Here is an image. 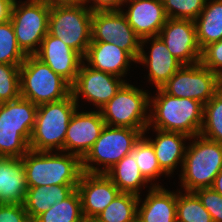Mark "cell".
<instances>
[{"mask_svg":"<svg viewBox=\"0 0 222 222\" xmlns=\"http://www.w3.org/2000/svg\"><path fill=\"white\" fill-rule=\"evenodd\" d=\"M149 123L144 131L157 129L165 132H180L194 137L200 134L203 124L204 104L200 101L174 97L157 88V95L150 97Z\"/></svg>","mask_w":222,"mask_h":222,"instance_id":"1","label":"cell"},{"mask_svg":"<svg viewBox=\"0 0 222 222\" xmlns=\"http://www.w3.org/2000/svg\"><path fill=\"white\" fill-rule=\"evenodd\" d=\"M55 153V154H54ZM29 150L21 159L28 187L78 185L82 160L71 153Z\"/></svg>","mask_w":222,"mask_h":222,"instance_id":"2","label":"cell"},{"mask_svg":"<svg viewBox=\"0 0 222 222\" xmlns=\"http://www.w3.org/2000/svg\"><path fill=\"white\" fill-rule=\"evenodd\" d=\"M38 106L22 97L0 108V157L22 158L29 150Z\"/></svg>","mask_w":222,"mask_h":222,"instance_id":"3","label":"cell"},{"mask_svg":"<svg viewBox=\"0 0 222 222\" xmlns=\"http://www.w3.org/2000/svg\"><path fill=\"white\" fill-rule=\"evenodd\" d=\"M78 107L72 93L62 100L39 105L29 148L34 151H54L55 148L64 153L68 124Z\"/></svg>","mask_w":222,"mask_h":222,"instance_id":"4","label":"cell"},{"mask_svg":"<svg viewBox=\"0 0 222 222\" xmlns=\"http://www.w3.org/2000/svg\"><path fill=\"white\" fill-rule=\"evenodd\" d=\"M192 138L194 141L186 148L179 175L180 186L186 192L211 187L216 175L222 170V145L201 135Z\"/></svg>","mask_w":222,"mask_h":222,"instance_id":"5","label":"cell"},{"mask_svg":"<svg viewBox=\"0 0 222 222\" xmlns=\"http://www.w3.org/2000/svg\"><path fill=\"white\" fill-rule=\"evenodd\" d=\"M71 94V84L35 55L20 65V95L36 106L62 100Z\"/></svg>","mask_w":222,"mask_h":222,"instance_id":"6","label":"cell"},{"mask_svg":"<svg viewBox=\"0 0 222 222\" xmlns=\"http://www.w3.org/2000/svg\"><path fill=\"white\" fill-rule=\"evenodd\" d=\"M145 130L105 125L99 138L81 159L82 170L87 173H106L133 150ZM92 163L101 164L103 168L99 169Z\"/></svg>","mask_w":222,"mask_h":222,"instance_id":"7","label":"cell"},{"mask_svg":"<svg viewBox=\"0 0 222 222\" xmlns=\"http://www.w3.org/2000/svg\"><path fill=\"white\" fill-rule=\"evenodd\" d=\"M149 95L150 93L125 82L116 95L100 109L105 125L147 129L149 114L146 112L150 107Z\"/></svg>","mask_w":222,"mask_h":222,"instance_id":"8","label":"cell"},{"mask_svg":"<svg viewBox=\"0 0 222 222\" xmlns=\"http://www.w3.org/2000/svg\"><path fill=\"white\" fill-rule=\"evenodd\" d=\"M92 13L84 4L50 8L48 33L84 58L91 43Z\"/></svg>","mask_w":222,"mask_h":222,"instance_id":"9","label":"cell"},{"mask_svg":"<svg viewBox=\"0 0 222 222\" xmlns=\"http://www.w3.org/2000/svg\"><path fill=\"white\" fill-rule=\"evenodd\" d=\"M17 2L14 1L10 18L16 40L26 55H34L48 33L50 8L36 0Z\"/></svg>","mask_w":222,"mask_h":222,"instance_id":"10","label":"cell"},{"mask_svg":"<svg viewBox=\"0 0 222 222\" xmlns=\"http://www.w3.org/2000/svg\"><path fill=\"white\" fill-rule=\"evenodd\" d=\"M160 88L171 96L206 104L221 89V77L199 62L183 65Z\"/></svg>","mask_w":222,"mask_h":222,"instance_id":"11","label":"cell"},{"mask_svg":"<svg viewBox=\"0 0 222 222\" xmlns=\"http://www.w3.org/2000/svg\"><path fill=\"white\" fill-rule=\"evenodd\" d=\"M91 42H111L125 50L137 62L141 39L129 25L122 10L92 13Z\"/></svg>","mask_w":222,"mask_h":222,"instance_id":"12","label":"cell"},{"mask_svg":"<svg viewBox=\"0 0 222 222\" xmlns=\"http://www.w3.org/2000/svg\"><path fill=\"white\" fill-rule=\"evenodd\" d=\"M125 83L123 78L110 73L95 70L85 61L82 62L75 82L71 85V93L78 104L80 96L85 100L93 102L99 110L109 102Z\"/></svg>","mask_w":222,"mask_h":222,"instance_id":"13","label":"cell"},{"mask_svg":"<svg viewBox=\"0 0 222 222\" xmlns=\"http://www.w3.org/2000/svg\"><path fill=\"white\" fill-rule=\"evenodd\" d=\"M158 36L183 65H193L201 61L202 49L197 41L193 20L168 18Z\"/></svg>","mask_w":222,"mask_h":222,"instance_id":"14","label":"cell"},{"mask_svg":"<svg viewBox=\"0 0 222 222\" xmlns=\"http://www.w3.org/2000/svg\"><path fill=\"white\" fill-rule=\"evenodd\" d=\"M77 190L81 197L82 214L86 222L93 221L120 193L105 173L81 174Z\"/></svg>","mask_w":222,"mask_h":222,"instance_id":"15","label":"cell"},{"mask_svg":"<svg viewBox=\"0 0 222 222\" xmlns=\"http://www.w3.org/2000/svg\"><path fill=\"white\" fill-rule=\"evenodd\" d=\"M74 112L66 131L64 142V153L75 154L81 159L91 149L95 141L99 138L105 121L100 110Z\"/></svg>","mask_w":222,"mask_h":222,"instance_id":"16","label":"cell"},{"mask_svg":"<svg viewBox=\"0 0 222 222\" xmlns=\"http://www.w3.org/2000/svg\"><path fill=\"white\" fill-rule=\"evenodd\" d=\"M34 55L71 85L75 82L80 66L84 61L78 52L49 33L46 34L39 50Z\"/></svg>","mask_w":222,"mask_h":222,"instance_id":"17","label":"cell"},{"mask_svg":"<svg viewBox=\"0 0 222 222\" xmlns=\"http://www.w3.org/2000/svg\"><path fill=\"white\" fill-rule=\"evenodd\" d=\"M125 3L130 7L126 12L122 9V13L141 40L159 35L168 19L162 0H125Z\"/></svg>","mask_w":222,"mask_h":222,"instance_id":"18","label":"cell"},{"mask_svg":"<svg viewBox=\"0 0 222 222\" xmlns=\"http://www.w3.org/2000/svg\"><path fill=\"white\" fill-rule=\"evenodd\" d=\"M152 39V40H151ZM151 40L149 55L145 54L144 44ZM136 63L147 65L149 69L148 79L156 89L164 85L182 66L168 50L166 44L159 36L144 38L141 40V51Z\"/></svg>","mask_w":222,"mask_h":222,"instance_id":"19","label":"cell"},{"mask_svg":"<svg viewBox=\"0 0 222 222\" xmlns=\"http://www.w3.org/2000/svg\"><path fill=\"white\" fill-rule=\"evenodd\" d=\"M137 206V222H177L176 202L177 193L163 188L159 184H152L144 202Z\"/></svg>","mask_w":222,"mask_h":222,"instance_id":"20","label":"cell"},{"mask_svg":"<svg viewBox=\"0 0 222 222\" xmlns=\"http://www.w3.org/2000/svg\"><path fill=\"white\" fill-rule=\"evenodd\" d=\"M83 60L91 68L118 77H124L130 62L135 60L123 49L111 42H91Z\"/></svg>","mask_w":222,"mask_h":222,"instance_id":"21","label":"cell"},{"mask_svg":"<svg viewBox=\"0 0 222 222\" xmlns=\"http://www.w3.org/2000/svg\"><path fill=\"white\" fill-rule=\"evenodd\" d=\"M27 190L22 159L0 157V202L24 204Z\"/></svg>","mask_w":222,"mask_h":222,"instance_id":"22","label":"cell"},{"mask_svg":"<svg viewBox=\"0 0 222 222\" xmlns=\"http://www.w3.org/2000/svg\"><path fill=\"white\" fill-rule=\"evenodd\" d=\"M154 131L157 133L155 139L145 138L152 144L160 168L170 176L179 162L182 169L187 148L184 142L186 139L190 141V137L180 132Z\"/></svg>","mask_w":222,"mask_h":222,"instance_id":"23","label":"cell"},{"mask_svg":"<svg viewBox=\"0 0 222 222\" xmlns=\"http://www.w3.org/2000/svg\"><path fill=\"white\" fill-rule=\"evenodd\" d=\"M76 189L77 185L28 187L23 205L31 222L46 212L55 202H61L69 197Z\"/></svg>","mask_w":222,"mask_h":222,"instance_id":"24","label":"cell"},{"mask_svg":"<svg viewBox=\"0 0 222 222\" xmlns=\"http://www.w3.org/2000/svg\"><path fill=\"white\" fill-rule=\"evenodd\" d=\"M194 22L201 49L222 40V0H206L205 7Z\"/></svg>","mask_w":222,"mask_h":222,"instance_id":"25","label":"cell"},{"mask_svg":"<svg viewBox=\"0 0 222 222\" xmlns=\"http://www.w3.org/2000/svg\"><path fill=\"white\" fill-rule=\"evenodd\" d=\"M118 187L120 192L140 196L141 187L148 184L143 177L137 162L130 154L124 156L118 163L105 173Z\"/></svg>","mask_w":222,"mask_h":222,"instance_id":"26","label":"cell"},{"mask_svg":"<svg viewBox=\"0 0 222 222\" xmlns=\"http://www.w3.org/2000/svg\"><path fill=\"white\" fill-rule=\"evenodd\" d=\"M138 201V195L120 192L94 221L137 222Z\"/></svg>","mask_w":222,"mask_h":222,"instance_id":"27","label":"cell"},{"mask_svg":"<svg viewBox=\"0 0 222 222\" xmlns=\"http://www.w3.org/2000/svg\"><path fill=\"white\" fill-rule=\"evenodd\" d=\"M33 222H86L82 214L81 197L76 189L61 202H55Z\"/></svg>","mask_w":222,"mask_h":222,"instance_id":"28","label":"cell"},{"mask_svg":"<svg viewBox=\"0 0 222 222\" xmlns=\"http://www.w3.org/2000/svg\"><path fill=\"white\" fill-rule=\"evenodd\" d=\"M137 162L143 177L148 181L159 178L167 174L160 168L152 144L145 138V132L135 143L133 150L129 153Z\"/></svg>","mask_w":222,"mask_h":222,"instance_id":"29","label":"cell"},{"mask_svg":"<svg viewBox=\"0 0 222 222\" xmlns=\"http://www.w3.org/2000/svg\"><path fill=\"white\" fill-rule=\"evenodd\" d=\"M202 137L222 145V90L204 104Z\"/></svg>","mask_w":222,"mask_h":222,"instance_id":"30","label":"cell"},{"mask_svg":"<svg viewBox=\"0 0 222 222\" xmlns=\"http://www.w3.org/2000/svg\"><path fill=\"white\" fill-rule=\"evenodd\" d=\"M177 222H213L211 215L194 192H177Z\"/></svg>","mask_w":222,"mask_h":222,"instance_id":"31","label":"cell"},{"mask_svg":"<svg viewBox=\"0 0 222 222\" xmlns=\"http://www.w3.org/2000/svg\"><path fill=\"white\" fill-rule=\"evenodd\" d=\"M26 56L18 46L11 21L0 22V63L20 66Z\"/></svg>","mask_w":222,"mask_h":222,"instance_id":"32","label":"cell"},{"mask_svg":"<svg viewBox=\"0 0 222 222\" xmlns=\"http://www.w3.org/2000/svg\"><path fill=\"white\" fill-rule=\"evenodd\" d=\"M20 66L0 63V101L20 98Z\"/></svg>","mask_w":222,"mask_h":222,"instance_id":"33","label":"cell"},{"mask_svg":"<svg viewBox=\"0 0 222 222\" xmlns=\"http://www.w3.org/2000/svg\"><path fill=\"white\" fill-rule=\"evenodd\" d=\"M168 18L195 20L205 7L206 0H162Z\"/></svg>","mask_w":222,"mask_h":222,"instance_id":"34","label":"cell"},{"mask_svg":"<svg viewBox=\"0 0 222 222\" xmlns=\"http://www.w3.org/2000/svg\"><path fill=\"white\" fill-rule=\"evenodd\" d=\"M194 193L211 215L213 222H222V196L212 187L200 188Z\"/></svg>","mask_w":222,"mask_h":222,"instance_id":"35","label":"cell"},{"mask_svg":"<svg viewBox=\"0 0 222 222\" xmlns=\"http://www.w3.org/2000/svg\"><path fill=\"white\" fill-rule=\"evenodd\" d=\"M200 63L222 77V40L210 43L202 49Z\"/></svg>","mask_w":222,"mask_h":222,"instance_id":"36","label":"cell"},{"mask_svg":"<svg viewBox=\"0 0 222 222\" xmlns=\"http://www.w3.org/2000/svg\"><path fill=\"white\" fill-rule=\"evenodd\" d=\"M0 222H31L23 204H0Z\"/></svg>","mask_w":222,"mask_h":222,"instance_id":"37","label":"cell"},{"mask_svg":"<svg viewBox=\"0 0 222 222\" xmlns=\"http://www.w3.org/2000/svg\"><path fill=\"white\" fill-rule=\"evenodd\" d=\"M92 1V2H91ZM91 5L88 7L89 3ZM125 0H82V3L89 8L92 12L95 11H110V10H122ZM88 3V4H87Z\"/></svg>","mask_w":222,"mask_h":222,"instance_id":"38","label":"cell"},{"mask_svg":"<svg viewBox=\"0 0 222 222\" xmlns=\"http://www.w3.org/2000/svg\"><path fill=\"white\" fill-rule=\"evenodd\" d=\"M42 2L49 8L54 7H67V6H78L82 3V0H36Z\"/></svg>","mask_w":222,"mask_h":222,"instance_id":"39","label":"cell"},{"mask_svg":"<svg viewBox=\"0 0 222 222\" xmlns=\"http://www.w3.org/2000/svg\"><path fill=\"white\" fill-rule=\"evenodd\" d=\"M15 0H0V22L9 21Z\"/></svg>","mask_w":222,"mask_h":222,"instance_id":"40","label":"cell"},{"mask_svg":"<svg viewBox=\"0 0 222 222\" xmlns=\"http://www.w3.org/2000/svg\"><path fill=\"white\" fill-rule=\"evenodd\" d=\"M211 187L222 196V170L216 175Z\"/></svg>","mask_w":222,"mask_h":222,"instance_id":"41","label":"cell"}]
</instances>
